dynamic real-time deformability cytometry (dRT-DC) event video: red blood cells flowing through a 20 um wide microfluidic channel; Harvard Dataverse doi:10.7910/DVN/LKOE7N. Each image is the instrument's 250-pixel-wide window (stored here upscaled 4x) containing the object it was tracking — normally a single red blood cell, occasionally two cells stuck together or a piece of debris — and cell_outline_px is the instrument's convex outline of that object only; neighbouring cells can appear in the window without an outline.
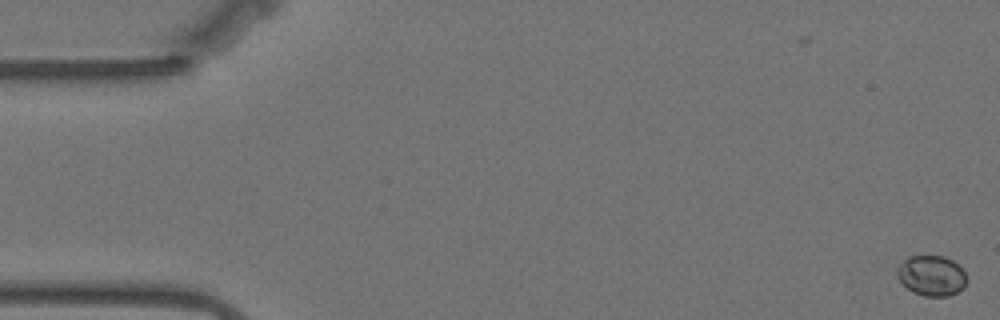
{"species": "Egyptian fruit bat (a non-hibernating species)", "species_latin": "Rousettus aegyptiacus", "temperature_condition": "warm", "stored_images_in_passage": 59, "camera_frame_rate_fps": 3000, "um_per_image_px": 0.085, "animal": {"sex": "female"}, "frame": {"image": 1, "passage_image": 1, "time_ms": 0.0, "image_size_px": [1000, 320], "cell_outline_px": [[968, 280], [964, 288], [948, 296], [924, 296], [912, 292], [896, 276], [896, 272], [904, 260], [908, 256], [944, 256], [952, 260], [964, 272]], "centroid_in_image_um": [79.19, 23.44], "position_along_channel_um": 5.8, "area_um2": 16.24}}
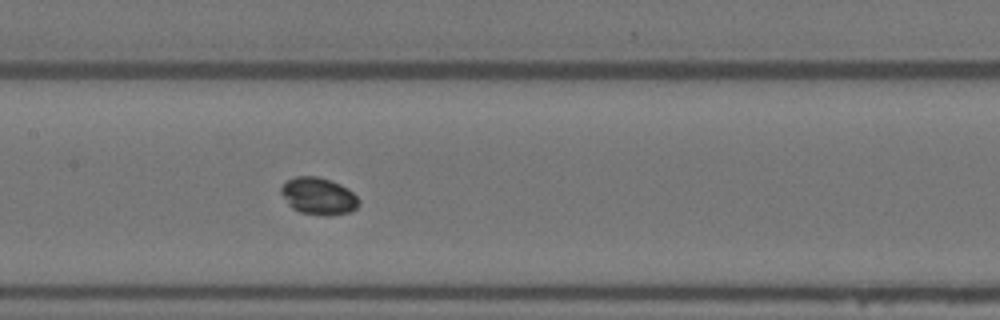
{"frame": {"image": 2, "passage_image": 28, "time_ms": 9.0, "image_size_px": [1000, 320], "cell_outline_px": [[360, 204], [356, 208], [348, 212], [328, 216], [300, 212], [292, 208], [288, 204], [280, 192], [280, 188], [288, 180], [296, 176], [316, 176], [332, 180], [348, 188], [360, 200]], "centroid_in_image_um": [27.08, 16.66], "position_along_channel_um": 180.3, "area_um2": 16.82}}
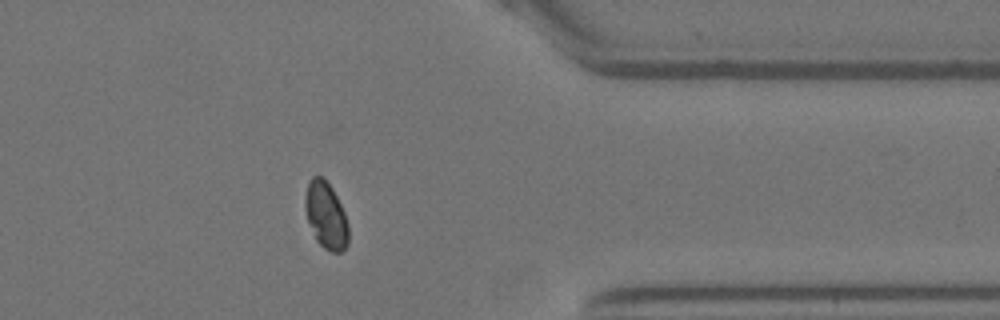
{"frame": {"image": 3, "passage_image": 47, "time_ms": 15.333, "image_size_px": [1000, 320], "cell_outline_px": [[348, 244], [340, 252], [332, 252], [324, 248], [316, 240], [308, 220], [304, 204], [304, 200], [308, 180], [312, 176], [324, 176], [332, 188], [344, 212], [348, 224]], "centroid_in_image_um": [27.7, 18.27], "position_along_channel_um": 383.7, "area_um2": 16.82}}